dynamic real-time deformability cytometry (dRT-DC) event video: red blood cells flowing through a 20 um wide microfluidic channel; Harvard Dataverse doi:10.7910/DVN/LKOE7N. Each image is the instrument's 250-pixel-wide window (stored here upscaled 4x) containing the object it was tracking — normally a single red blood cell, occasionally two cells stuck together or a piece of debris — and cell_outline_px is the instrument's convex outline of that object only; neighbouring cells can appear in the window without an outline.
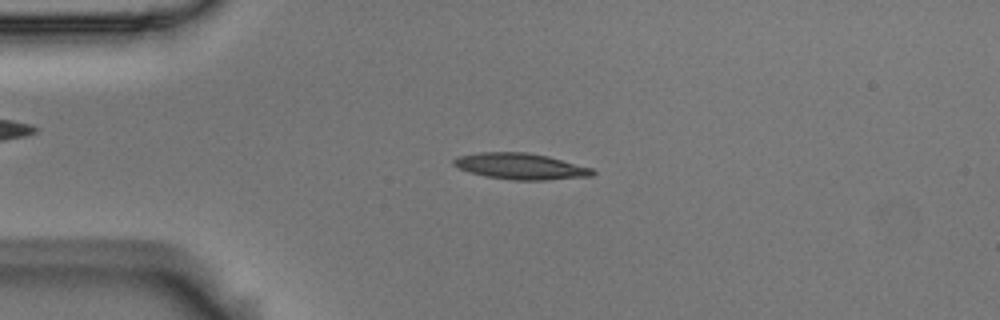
{"species": "Egyptian fruit bat (a non-hibernating species)", "species_latin": "Rousettus aegyptiacus", "temperature_condition": "room temperature", "stored_images_in_passage": 54, "camera_frame_rate_fps": 3000, "um_per_image_px": 0.085, "animal": {"sex": "male"}, "frame": {"image": 1, "passage_image": 12, "time_ms": 3.667, "image_size_px": [1000, 320], "cell_outline_px": [[596, 172], [592, 176], [548, 180], [512, 180], [484, 176], [468, 172], [452, 164], [452, 160], [456, 156], [480, 152], [524, 152], [548, 156], [592, 168]], "centroid_in_image_um": [44.22, 14.14], "position_along_channel_um": 40.8, "area_um2": 21.27}}
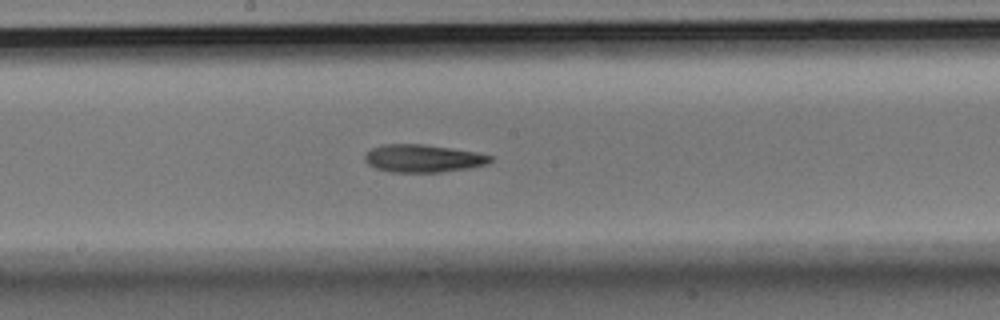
{"frame": {"image": 2, "passage_image": 28, "time_ms": 9.0, "image_size_px": [1000, 320], "cell_outline_px": [[492, 160], [488, 164], [472, 168], [440, 172], [392, 172], [376, 168], [368, 164], [364, 160], [364, 156], [372, 148], [384, 144], [424, 144], [476, 152], [492, 156]], "centroid_in_image_um": [35.98, 13.47], "position_along_channel_um": 212.2, "area_um2": 20.29}}
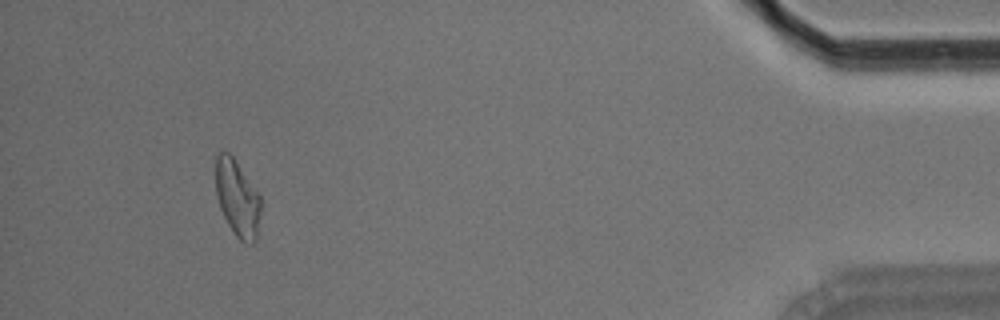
{"frame": {"image": 3, "passage_image": 50, "time_ms": 16.333, "image_size_px": [1000, 320], "cell_outline_px": [[260, 212], [256, 240], [252, 244], [244, 244], [232, 232], [220, 208], [216, 196], [216, 156], [220, 152], [228, 152], [232, 156], [260, 196]], "centroid_in_image_um": [20.16, 16.89], "position_along_channel_um": 415.0, "area_um2": 19.88}, "authors_computed_cell_mechanics": {"area_um2": 20.3167, "velocity_mm_per_s": 3.6652, "shape_relaxation_time_tau1_ms": 7.9322, "shape_relaxation_time_tau2_ms": null, "deformation_change_tau1": 0.2065, "deformation_change_tau2": null}}